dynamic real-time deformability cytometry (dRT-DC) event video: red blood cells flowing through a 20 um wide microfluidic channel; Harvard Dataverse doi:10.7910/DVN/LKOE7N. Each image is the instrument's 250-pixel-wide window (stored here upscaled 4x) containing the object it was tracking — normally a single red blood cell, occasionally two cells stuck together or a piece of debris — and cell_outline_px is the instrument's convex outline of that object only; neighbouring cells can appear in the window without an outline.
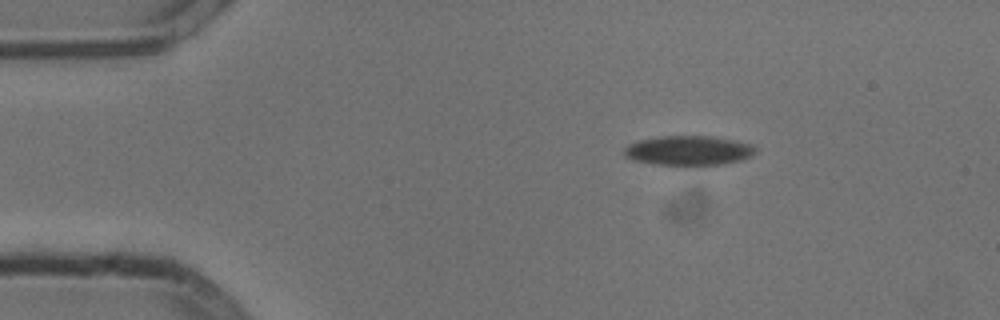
{"species": "common noctule bat (a hibernating species)", "species_latin": "Nyctalus noctula", "temperature_condition": "cold", "stored_images_in_passage": 50, "camera_frame_rate_fps": 3000, "um_per_image_px": 0.085, "animal": {"sex": "male", "body_mass_g": 13.3}, "frame": {"image": 1, "passage_image": 1, "time_ms": 0.0, "image_size_px": [1000, 320], "cell_outline_px": [[752, 152], [748, 156], [736, 160], [720, 164], [660, 164], [636, 160], [628, 156], [624, 152], [624, 148], [640, 140], [664, 136], [708, 136], [748, 144], [752, 148]], "centroid_in_image_um": [58.45, 12.78], "position_along_channel_um": 26.6, "area_um2": 21.15}}
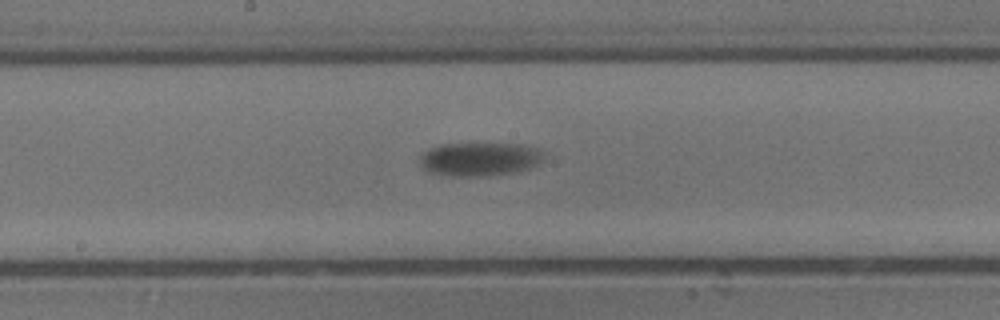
{"frame": {"image": 2, "passage_image": 22, "time_ms": 7.0, "image_size_px": [1000, 320], "cell_outline_px": [[544, 156], [528, 168], [512, 172], [480, 176], [456, 176], [432, 172], [424, 168], [420, 160], [420, 156], [424, 152], [440, 144], [520, 144], [536, 148], [544, 152]], "centroid_in_image_um": [40.75, 13.51], "position_along_channel_um": 207.4, "area_um2": 23.52}}
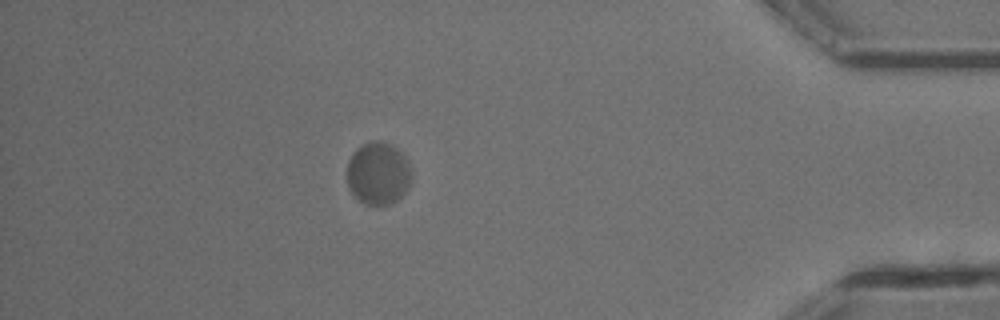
{"frame": {"image": 3, "passage_image": 43, "time_ms": 14.0, "image_size_px": [1000, 320], "cell_outline_px": [[412, 180], [408, 188], [396, 200], [388, 204], [364, 204], [348, 188], [348, 160], [352, 152], [356, 148], [372, 140], [376, 140], [392, 144], [400, 152], [408, 164], [412, 176]], "centroid_in_image_um": [32.14, 14.72], "position_along_channel_um": 403.1, "area_um2": 23.29}, "authors_computed_cell_mechanics": {"area_um2": 23.409, "velocity_mm_per_s": 3.5055, "shape_relaxation_time_tau1_ms": 4.3587, "shape_relaxation_time_tau2_ms": null, "deformation_change_tau1": 0.101, "deformation_change_tau2": null}}